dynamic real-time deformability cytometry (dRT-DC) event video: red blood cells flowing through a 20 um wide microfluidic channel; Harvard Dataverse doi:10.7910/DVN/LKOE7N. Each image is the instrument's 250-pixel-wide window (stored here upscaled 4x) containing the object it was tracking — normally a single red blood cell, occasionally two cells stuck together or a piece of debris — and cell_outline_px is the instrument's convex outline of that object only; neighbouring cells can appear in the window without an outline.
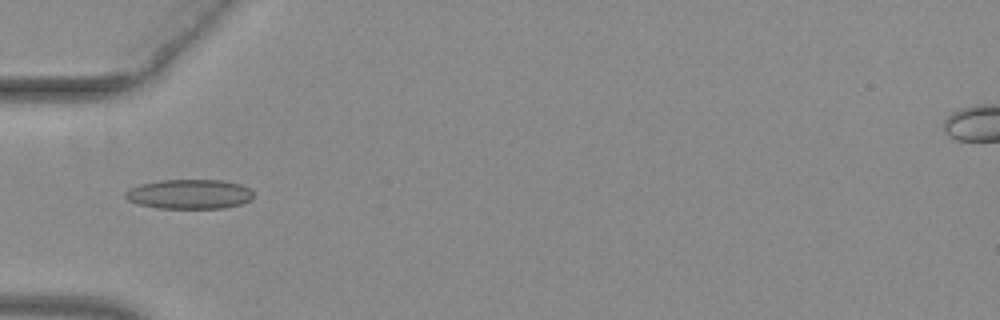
{"species": "common noctule bat (a hibernating species)", "species_latin": "Nyctalus noctula", "temperature_condition": "warm", "stored_images_in_passage": 33, "camera_frame_rate_fps": 3000, "um_per_image_px": 0.085, "animal": {"sex": "female", "body_mass_g": 29.2, "forearm_length_mm": 56.3}, "frame": {"image": 1, "passage_image": 1, "time_ms": 0.0, "image_size_px": [1000, 320], "cell_outline_px": [[252, 200], [240, 204], [224, 208], [156, 208], [140, 204], [128, 200], [124, 196], [124, 192], [128, 188], [140, 184], [160, 180], [224, 180], [240, 184], [248, 188], [252, 192]], "centroid_in_image_um": [16.08, 16.5], "position_along_channel_um": 68.9, "area_um2": 22.14}}
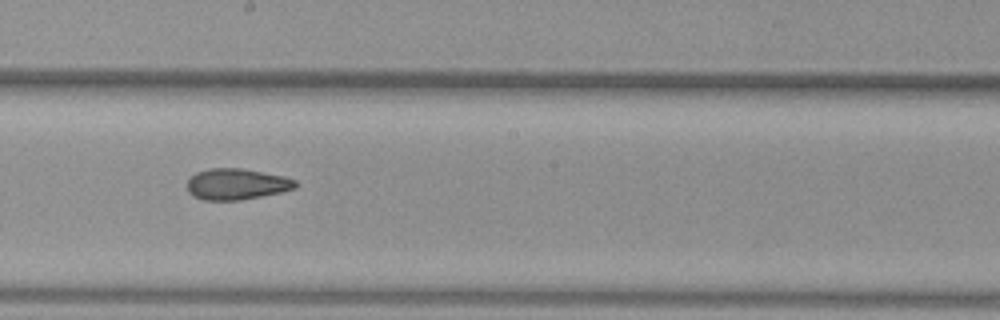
{"frame": {"image": 2, "passage_image": 13, "time_ms": 4.0, "image_size_px": [1000, 320], "cell_outline_px": [[296, 188], [280, 192], [240, 200], [204, 200], [192, 196], [188, 192], [188, 180], [196, 172], [208, 168], [240, 168], [284, 176], [296, 180]], "centroid_in_image_um": [20.09, 15.65], "position_along_channel_um": 228.1, "area_um2": 19.54}}
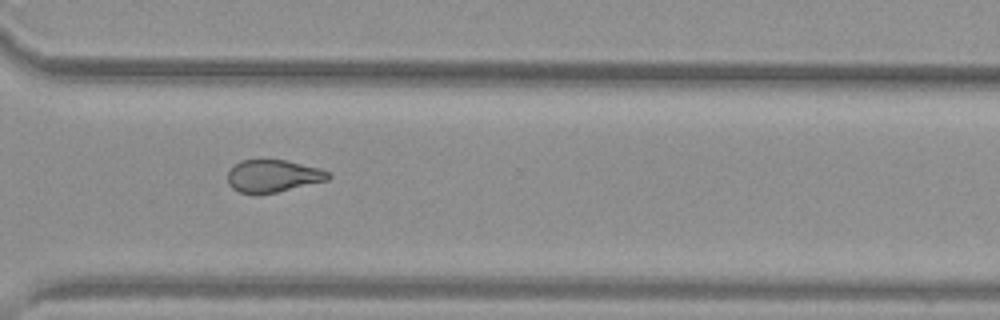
{"frame": {"image": 3, "passage_image": 22, "time_ms": 7.0, "image_size_px": [1000, 320], "cell_outline_px": [[332, 176], [328, 180], [276, 192], [240, 192], [232, 188], [228, 184], [228, 172], [240, 160], [284, 160], [320, 168], [328, 172]], "centroid_in_image_um": [23.23, 14.94], "position_along_channel_um": 347.4, "area_um2": 18.55}, "authors_computed_cell_mechanics": {"area_um2": 19.9988, "velocity_mm_per_s": 3.9915, "shape_relaxation_time_tau1_ms": null, "shape_relaxation_time_tau2_ms": 2.5719, "deformation_change_tau1": null, "deformation_change_tau2": 0.1006}}